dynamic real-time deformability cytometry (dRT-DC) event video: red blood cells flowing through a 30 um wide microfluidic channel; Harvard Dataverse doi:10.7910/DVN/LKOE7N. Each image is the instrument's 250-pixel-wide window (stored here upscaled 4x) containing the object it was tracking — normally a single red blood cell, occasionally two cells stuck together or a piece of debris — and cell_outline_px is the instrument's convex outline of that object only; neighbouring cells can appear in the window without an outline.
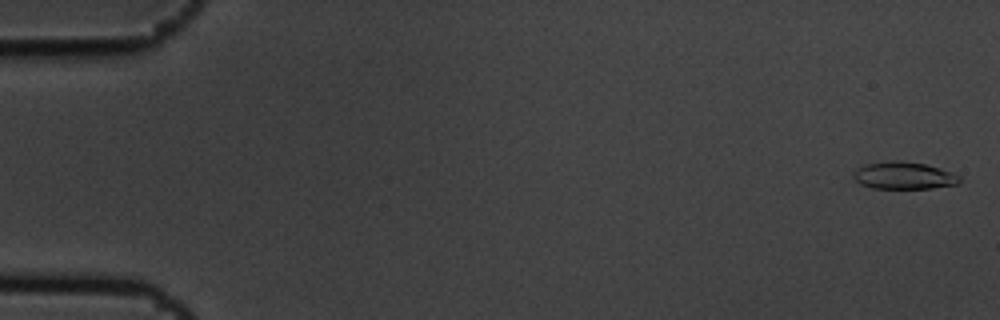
{"species": "common noctule bat (a hibernating species)", "species_latin": "Nyctalus noctula", "temperature_condition": "cold", "stored_images_in_passage": 5, "camera_frame_rate_fps": 3000, "um_per_image_px": 0.085, "animal": {"sex": "male", "body_mass_g": 19.5, "forearm_length_mm": 54.6}, "frame": {"image": 1, "passage_image": 1, "time_ms": 0.0, "image_size_px": [1000, 320], "cell_outline_px": [[960, 184], [932, 188], [872, 188], [860, 184], [852, 176], [864, 164], [888, 160], [900, 160], [924, 164], [940, 168], [952, 172], [960, 176]], "centroid_in_image_um": [76.86, 14.92], "position_along_channel_um": 8.1, "area_um2": 16.88}}
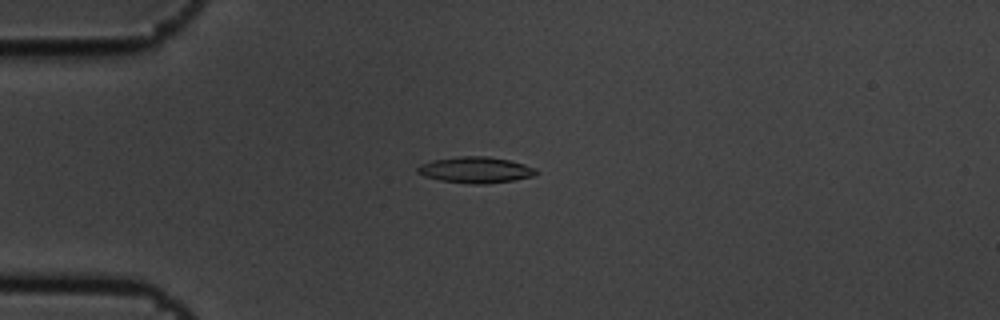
{"frame": {"image": 2, "passage_image": 4, "time_ms": 1.0, "image_size_px": [1000, 320], "cell_outline_px": [[540, 172], [536, 176], [512, 180], [484, 184], [476, 184], [440, 180], [424, 176], [416, 172], [416, 168], [420, 164], [432, 160], [460, 156], [488, 156], [508, 160], [524, 164], [536, 168]], "centroid_in_image_um": [40.44, 14.43], "position_along_channel_um": 44.6, "area_um2": 18.09}}